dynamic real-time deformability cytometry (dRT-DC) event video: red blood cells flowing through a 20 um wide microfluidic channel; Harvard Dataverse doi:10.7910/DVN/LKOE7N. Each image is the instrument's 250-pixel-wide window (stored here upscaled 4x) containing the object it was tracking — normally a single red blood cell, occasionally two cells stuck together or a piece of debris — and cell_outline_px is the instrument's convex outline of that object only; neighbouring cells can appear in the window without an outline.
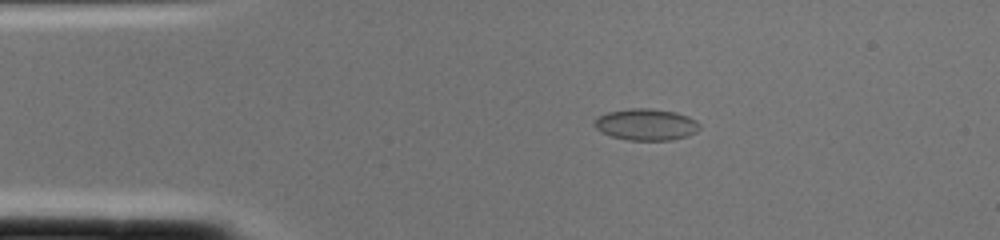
{"species": "common noctule bat (a hibernating species)", "species_latin": "Nyctalus noctula", "temperature_condition": "cold", "stored_images_in_passage": 1, "camera_frame_rate_fps": 3000, "um_per_image_px": 0.085, "animal": {"sex": "female", "body_mass_g": 22.0, "forearm_length_mm": 56.7}, "frame": {"image": 1, "passage_image": 1, "time_ms": 0.0, "image_size_px": [1000, 240], "cell_outline_px": [[700, 128], [696, 132], [688, 136], [672, 140], [628, 140], [612, 136], [600, 132], [592, 124], [600, 116], [608, 112], [632, 108], [652, 108], [676, 112], [688, 116], [696, 120], [700, 124]], "centroid_in_image_um": [54.95, 10.58], "position_along_channel_um": 30.1, "area_um2": 19.42}}